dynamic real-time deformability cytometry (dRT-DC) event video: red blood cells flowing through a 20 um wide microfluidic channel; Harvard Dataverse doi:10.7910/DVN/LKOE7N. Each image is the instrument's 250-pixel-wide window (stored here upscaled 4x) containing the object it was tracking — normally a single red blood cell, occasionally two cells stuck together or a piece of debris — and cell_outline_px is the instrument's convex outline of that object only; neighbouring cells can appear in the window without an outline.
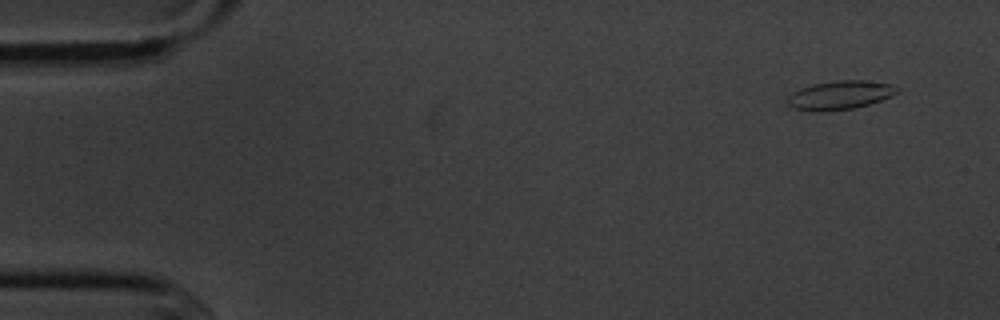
{"species": "common noctule bat (a hibernating species)", "species_latin": "Nyctalus noctula", "temperature_condition": "cold", "stored_images_in_passage": 5, "camera_frame_rate_fps": 3000, "um_per_image_px": 0.085, "animal": {"sex": "male", "body_mass_g": 20.1, "forearm_length_mm": 53.5}, "frame": {"image": 1, "passage_image": 1, "time_ms": 0.0, "image_size_px": [1000, 320], "cell_outline_px": [[900, 92], [892, 96], [856, 108], [824, 112], [812, 112], [792, 108], [784, 100], [792, 92], [800, 88], [812, 84], [832, 80], [864, 80], [892, 84], [900, 88]], "centroid_in_image_um": [71.37, 8.09], "position_along_channel_um": 13.6, "area_um2": 18.9}}
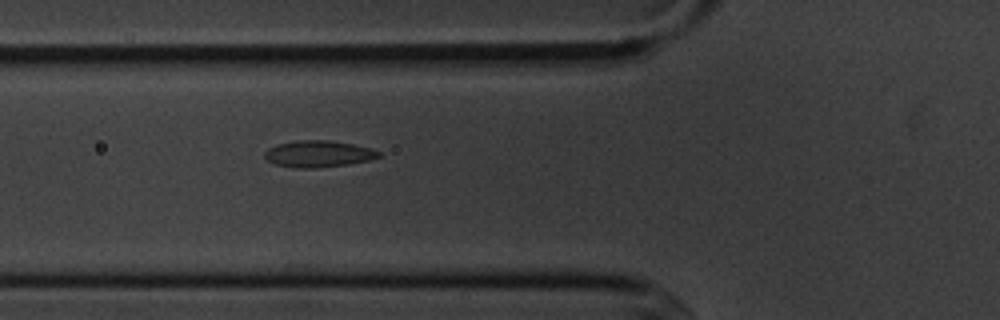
{"frame": {"image": 2, "passage_image": 5, "time_ms": 5.333, "image_size_px": [1000, 320], "cell_outline_px": [[380, 156], [368, 160], [348, 164], [316, 168], [296, 168], [272, 164], [264, 156], [264, 152], [268, 148], [276, 144], [296, 140], [328, 140], [352, 144], [372, 148], [380, 152]], "centroid_in_image_um": [27.01, 13.08], "position_along_channel_um": 98.8, "area_um2": 17.74}}